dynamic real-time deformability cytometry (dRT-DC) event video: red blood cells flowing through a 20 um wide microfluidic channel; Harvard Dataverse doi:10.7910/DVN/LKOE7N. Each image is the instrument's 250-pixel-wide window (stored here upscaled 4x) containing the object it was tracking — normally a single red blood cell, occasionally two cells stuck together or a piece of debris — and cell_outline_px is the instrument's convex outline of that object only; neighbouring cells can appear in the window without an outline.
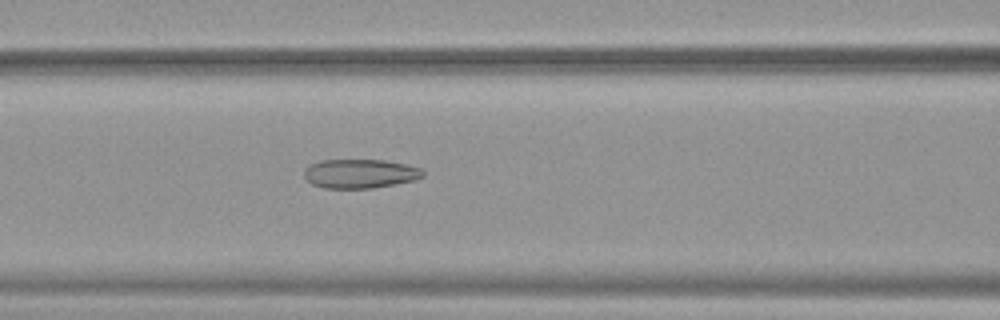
{"species": "common noctule bat (a hibernating species)", "species_latin": "Nyctalus noctula", "temperature_condition": "warm", "stored_images_in_passage": 51, "camera_frame_rate_fps": 3000, "um_per_image_px": 0.085, "animal": {"sex": "female", "body_mass_g": 19.9}, "frame": {"image": 1, "passage_image": 22, "time_ms": 7.0, "image_size_px": [1000, 320], "cell_outline_px": [[424, 176], [416, 180], [372, 188], [324, 188], [312, 184], [304, 176], [304, 168], [320, 160], [384, 160], [408, 164], [420, 168], [424, 172]], "centroid_in_image_um": [30.62, 14.75], "position_along_channel_um": 136.0, "area_um2": 20.17}}
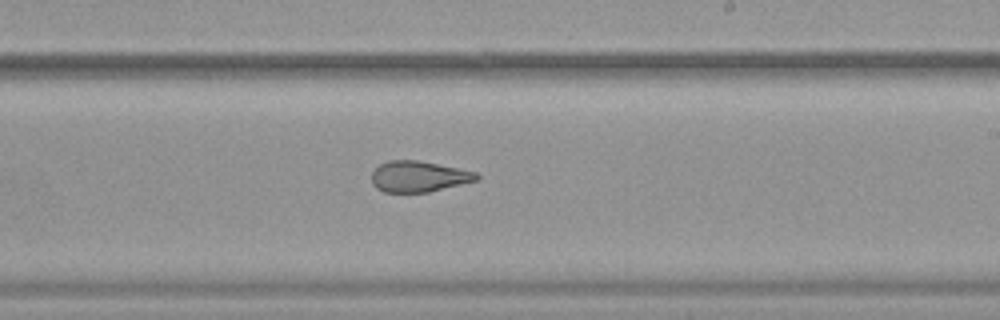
{"frame": {"image": 2, "passage_image": 31, "time_ms": 10.0, "image_size_px": [1000, 320], "cell_outline_px": [[480, 176], [476, 180], [428, 192], [384, 192], [376, 188], [372, 184], [372, 172], [380, 164], [388, 160], [416, 160], [476, 172]], "centroid_in_image_um": [35.53, 15.0], "position_along_channel_um": 253.5, "area_um2": 18.61}}
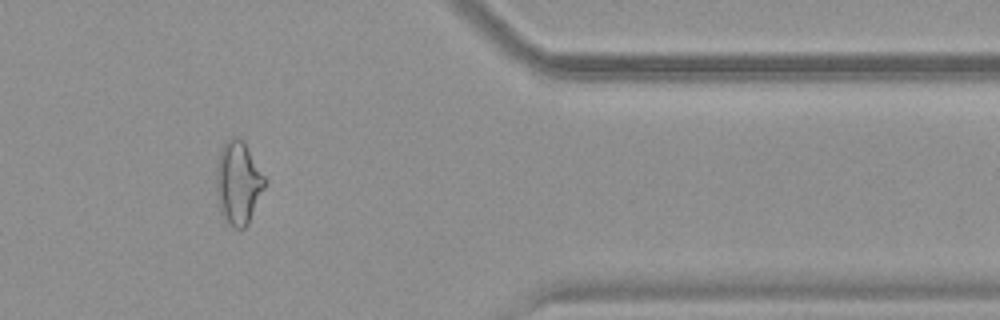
{"frame": {"image": 3, "passage_image": 43, "time_ms": 14.0, "image_size_px": [1000, 320], "cell_outline_px": [[264, 188], [248, 224], [244, 228], [236, 228], [228, 224], [220, 212], [216, 196], [216, 164], [220, 148], [228, 136], [236, 136], [244, 140], [264, 176]], "centroid_in_image_um": [20.2, 15.49], "position_along_channel_um": 391.2, "area_um2": 23.7}, "authors_computed_cell_mechanics": {"area_um2": 24.3916, "velocity_mm_per_s": 3.9307, "shape_relaxation_time_tau1_ms": null, "shape_relaxation_time_tau2_ms": 2.0112, "deformation_change_tau1": null, "deformation_change_tau2": 0.1035}}